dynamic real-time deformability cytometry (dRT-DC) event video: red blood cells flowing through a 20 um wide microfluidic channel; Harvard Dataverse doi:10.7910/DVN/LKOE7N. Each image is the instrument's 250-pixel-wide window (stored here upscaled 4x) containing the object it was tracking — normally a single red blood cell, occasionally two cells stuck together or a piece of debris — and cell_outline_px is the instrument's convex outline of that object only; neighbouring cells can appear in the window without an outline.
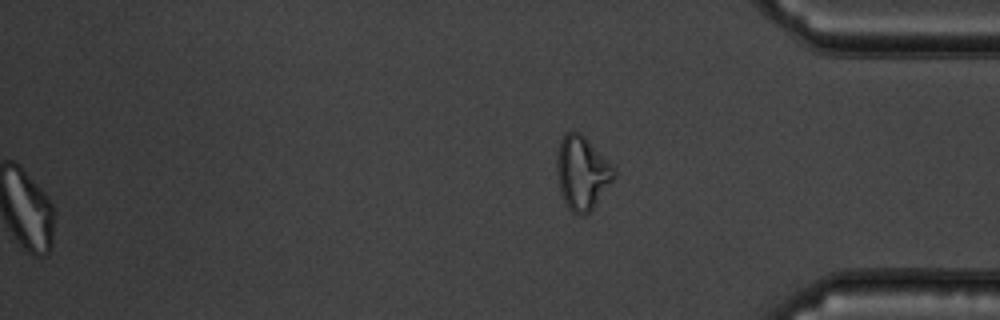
{"species": "common noctule bat (a hibernating species)", "species_latin": "Nyctalus noctula", "temperature_condition": "warm", "stored_images_in_passage": 55, "segment_of_instrument_passage": [2, 2], "camera_frame_rate_fps": 3000, "um_per_image_px": 0.085, "animal": {"sex": "male", "body_mass_g": 19.5, "forearm_length_mm": 54.6}, "frame": {"image": 1, "passage_image": 55, "time_ms": 18.0, "image_size_px": [1000, 320], "cell_outline_px": [[616, 176], [596, 204], [584, 216], [580, 216], [572, 212], [564, 204], [560, 192], [556, 172], [556, 156], [560, 140], [568, 132], [580, 132], [616, 168]], "centroid_in_image_um": [49.46, 14.71], "position_along_channel_um": 385.7, "area_um2": 24.68}}